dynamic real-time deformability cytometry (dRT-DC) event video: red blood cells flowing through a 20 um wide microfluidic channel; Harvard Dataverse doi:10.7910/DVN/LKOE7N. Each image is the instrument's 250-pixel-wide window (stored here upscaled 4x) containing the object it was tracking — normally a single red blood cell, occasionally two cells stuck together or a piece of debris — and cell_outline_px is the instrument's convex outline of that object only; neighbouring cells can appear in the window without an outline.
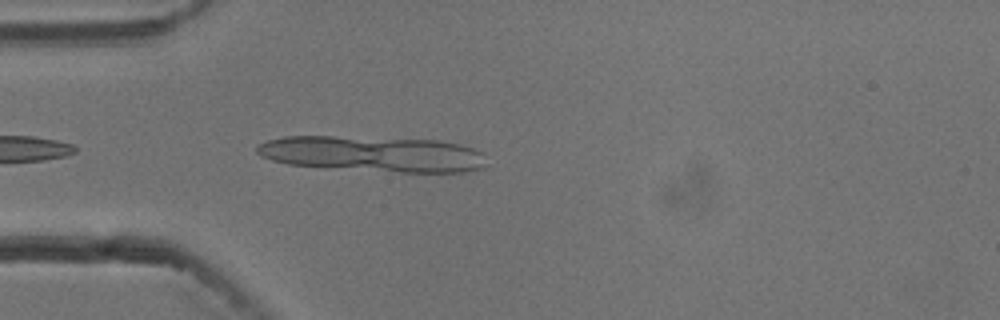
{"species": "common noctule bat (a hibernating species)", "species_latin": "Nyctalus noctula", "temperature_condition": "cold", "stored_images_in_passage": 6, "camera_frame_rate_fps": 3000, "um_per_image_px": 0.085, "animal": {"sex": "male", "body_mass_g": 13.3}, "frame": {"image": 1, "passage_image": 2, "time_ms": 0.333, "image_size_px": [1000, 320], "cell_outline_px": [[488, 168], [464, 172], [400, 172], [288, 164], [272, 160], [260, 156], [256, 152], [256, 148], [260, 144], [268, 140], [284, 136], [332, 136], [440, 140], [460, 144], [472, 148], [480, 152], [488, 164]], "centroid_in_image_um": [31.75, 13.08], "position_along_channel_um": 53.2, "area_um2": 47.63}}